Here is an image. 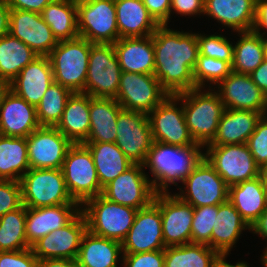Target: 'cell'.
Masks as SVG:
<instances>
[{
  "instance_id": "obj_15",
  "label": "cell",
  "mask_w": 267,
  "mask_h": 267,
  "mask_svg": "<svg viewBox=\"0 0 267 267\" xmlns=\"http://www.w3.org/2000/svg\"><path fill=\"white\" fill-rule=\"evenodd\" d=\"M144 168L143 164H133L108 183L103 188L102 195L112 202L137 210L148 206L154 200L157 191L148 174L143 171Z\"/></svg>"
},
{
  "instance_id": "obj_51",
  "label": "cell",
  "mask_w": 267,
  "mask_h": 267,
  "mask_svg": "<svg viewBox=\"0 0 267 267\" xmlns=\"http://www.w3.org/2000/svg\"><path fill=\"white\" fill-rule=\"evenodd\" d=\"M262 29L266 32L262 33ZM252 31L264 39L267 38V0H256V17Z\"/></svg>"
},
{
  "instance_id": "obj_34",
  "label": "cell",
  "mask_w": 267,
  "mask_h": 267,
  "mask_svg": "<svg viewBox=\"0 0 267 267\" xmlns=\"http://www.w3.org/2000/svg\"><path fill=\"white\" fill-rule=\"evenodd\" d=\"M92 154L98 180L103 189L133 163L125 156L116 143H82Z\"/></svg>"
},
{
  "instance_id": "obj_38",
  "label": "cell",
  "mask_w": 267,
  "mask_h": 267,
  "mask_svg": "<svg viewBox=\"0 0 267 267\" xmlns=\"http://www.w3.org/2000/svg\"><path fill=\"white\" fill-rule=\"evenodd\" d=\"M238 35L240 39L233 45L232 71L250 75L265 60L264 38L253 31Z\"/></svg>"
},
{
  "instance_id": "obj_43",
  "label": "cell",
  "mask_w": 267,
  "mask_h": 267,
  "mask_svg": "<svg viewBox=\"0 0 267 267\" xmlns=\"http://www.w3.org/2000/svg\"><path fill=\"white\" fill-rule=\"evenodd\" d=\"M218 205H206L194 208L191 226V243L205 244L211 247V233Z\"/></svg>"
},
{
  "instance_id": "obj_12",
  "label": "cell",
  "mask_w": 267,
  "mask_h": 267,
  "mask_svg": "<svg viewBox=\"0 0 267 267\" xmlns=\"http://www.w3.org/2000/svg\"><path fill=\"white\" fill-rule=\"evenodd\" d=\"M205 147L204 157L229 187L259 176V166L247 144Z\"/></svg>"
},
{
  "instance_id": "obj_56",
  "label": "cell",
  "mask_w": 267,
  "mask_h": 267,
  "mask_svg": "<svg viewBox=\"0 0 267 267\" xmlns=\"http://www.w3.org/2000/svg\"><path fill=\"white\" fill-rule=\"evenodd\" d=\"M38 267H79L76 260L56 258L38 260Z\"/></svg>"
},
{
  "instance_id": "obj_40",
  "label": "cell",
  "mask_w": 267,
  "mask_h": 267,
  "mask_svg": "<svg viewBox=\"0 0 267 267\" xmlns=\"http://www.w3.org/2000/svg\"><path fill=\"white\" fill-rule=\"evenodd\" d=\"M26 207L22 205L0 217V251L31 248L25 234Z\"/></svg>"
},
{
  "instance_id": "obj_47",
  "label": "cell",
  "mask_w": 267,
  "mask_h": 267,
  "mask_svg": "<svg viewBox=\"0 0 267 267\" xmlns=\"http://www.w3.org/2000/svg\"><path fill=\"white\" fill-rule=\"evenodd\" d=\"M123 267H164V250L123 254Z\"/></svg>"
},
{
  "instance_id": "obj_53",
  "label": "cell",
  "mask_w": 267,
  "mask_h": 267,
  "mask_svg": "<svg viewBox=\"0 0 267 267\" xmlns=\"http://www.w3.org/2000/svg\"><path fill=\"white\" fill-rule=\"evenodd\" d=\"M250 77L267 97V60H264L262 64L250 74Z\"/></svg>"
},
{
  "instance_id": "obj_35",
  "label": "cell",
  "mask_w": 267,
  "mask_h": 267,
  "mask_svg": "<svg viewBox=\"0 0 267 267\" xmlns=\"http://www.w3.org/2000/svg\"><path fill=\"white\" fill-rule=\"evenodd\" d=\"M40 14L58 42L79 37L77 0H53Z\"/></svg>"
},
{
  "instance_id": "obj_28",
  "label": "cell",
  "mask_w": 267,
  "mask_h": 267,
  "mask_svg": "<svg viewBox=\"0 0 267 267\" xmlns=\"http://www.w3.org/2000/svg\"><path fill=\"white\" fill-rule=\"evenodd\" d=\"M115 7L119 39L149 36L160 26L142 0H115Z\"/></svg>"
},
{
  "instance_id": "obj_49",
  "label": "cell",
  "mask_w": 267,
  "mask_h": 267,
  "mask_svg": "<svg viewBox=\"0 0 267 267\" xmlns=\"http://www.w3.org/2000/svg\"><path fill=\"white\" fill-rule=\"evenodd\" d=\"M150 15L159 25H168L171 0H142Z\"/></svg>"
},
{
  "instance_id": "obj_19",
  "label": "cell",
  "mask_w": 267,
  "mask_h": 267,
  "mask_svg": "<svg viewBox=\"0 0 267 267\" xmlns=\"http://www.w3.org/2000/svg\"><path fill=\"white\" fill-rule=\"evenodd\" d=\"M162 217L159 206L152 201L137 210L133 225L122 242V254L164 250Z\"/></svg>"
},
{
  "instance_id": "obj_39",
  "label": "cell",
  "mask_w": 267,
  "mask_h": 267,
  "mask_svg": "<svg viewBox=\"0 0 267 267\" xmlns=\"http://www.w3.org/2000/svg\"><path fill=\"white\" fill-rule=\"evenodd\" d=\"M217 254L205 244L168 246L164 249V267H211Z\"/></svg>"
},
{
  "instance_id": "obj_27",
  "label": "cell",
  "mask_w": 267,
  "mask_h": 267,
  "mask_svg": "<svg viewBox=\"0 0 267 267\" xmlns=\"http://www.w3.org/2000/svg\"><path fill=\"white\" fill-rule=\"evenodd\" d=\"M263 115L265 114L256 111L225 108L219 121L217 134L206 146L247 144Z\"/></svg>"
},
{
  "instance_id": "obj_16",
  "label": "cell",
  "mask_w": 267,
  "mask_h": 267,
  "mask_svg": "<svg viewBox=\"0 0 267 267\" xmlns=\"http://www.w3.org/2000/svg\"><path fill=\"white\" fill-rule=\"evenodd\" d=\"M153 201L160 208L165 247L191 243L194 207L168 191L156 192Z\"/></svg>"
},
{
  "instance_id": "obj_50",
  "label": "cell",
  "mask_w": 267,
  "mask_h": 267,
  "mask_svg": "<svg viewBox=\"0 0 267 267\" xmlns=\"http://www.w3.org/2000/svg\"><path fill=\"white\" fill-rule=\"evenodd\" d=\"M205 0H171L170 17L173 13L181 16H198L204 14Z\"/></svg>"
},
{
  "instance_id": "obj_4",
  "label": "cell",
  "mask_w": 267,
  "mask_h": 267,
  "mask_svg": "<svg viewBox=\"0 0 267 267\" xmlns=\"http://www.w3.org/2000/svg\"><path fill=\"white\" fill-rule=\"evenodd\" d=\"M81 211L90 233L120 243L126 238L137 214V209L112 202L102 194L87 200Z\"/></svg>"
},
{
  "instance_id": "obj_18",
  "label": "cell",
  "mask_w": 267,
  "mask_h": 267,
  "mask_svg": "<svg viewBox=\"0 0 267 267\" xmlns=\"http://www.w3.org/2000/svg\"><path fill=\"white\" fill-rule=\"evenodd\" d=\"M28 163L34 169H62L73 143L56 127L40 126L27 138Z\"/></svg>"
},
{
  "instance_id": "obj_42",
  "label": "cell",
  "mask_w": 267,
  "mask_h": 267,
  "mask_svg": "<svg viewBox=\"0 0 267 267\" xmlns=\"http://www.w3.org/2000/svg\"><path fill=\"white\" fill-rule=\"evenodd\" d=\"M232 72V65L229 62L216 58L205 57L198 54L197 64L193 71L194 88H205V82L211 85H218Z\"/></svg>"
},
{
  "instance_id": "obj_31",
  "label": "cell",
  "mask_w": 267,
  "mask_h": 267,
  "mask_svg": "<svg viewBox=\"0 0 267 267\" xmlns=\"http://www.w3.org/2000/svg\"><path fill=\"white\" fill-rule=\"evenodd\" d=\"M246 229L250 230L249 224L229 200L219 204L211 233V248L218 253H229Z\"/></svg>"
},
{
  "instance_id": "obj_26",
  "label": "cell",
  "mask_w": 267,
  "mask_h": 267,
  "mask_svg": "<svg viewBox=\"0 0 267 267\" xmlns=\"http://www.w3.org/2000/svg\"><path fill=\"white\" fill-rule=\"evenodd\" d=\"M114 50L122 72L154 74L155 51L152 35L120 38Z\"/></svg>"
},
{
  "instance_id": "obj_3",
  "label": "cell",
  "mask_w": 267,
  "mask_h": 267,
  "mask_svg": "<svg viewBox=\"0 0 267 267\" xmlns=\"http://www.w3.org/2000/svg\"><path fill=\"white\" fill-rule=\"evenodd\" d=\"M214 89L205 91L203 88L175 94L183 105L186 125L196 144L203 147L210 144L215 138L218 125L225 107Z\"/></svg>"
},
{
  "instance_id": "obj_37",
  "label": "cell",
  "mask_w": 267,
  "mask_h": 267,
  "mask_svg": "<svg viewBox=\"0 0 267 267\" xmlns=\"http://www.w3.org/2000/svg\"><path fill=\"white\" fill-rule=\"evenodd\" d=\"M38 55L21 40L7 34L0 38V78L9 84Z\"/></svg>"
},
{
  "instance_id": "obj_46",
  "label": "cell",
  "mask_w": 267,
  "mask_h": 267,
  "mask_svg": "<svg viewBox=\"0 0 267 267\" xmlns=\"http://www.w3.org/2000/svg\"><path fill=\"white\" fill-rule=\"evenodd\" d=\"M22 205L20 181L0 180V217Z\"/></svg>"
},
{
  "instance_id": "obj_32",
  "label": "cell",
  "mask_w": 267,
  "mask_h": 267,
  "mask_svg": "<svg viewBox=\"0 0 267 267\" xmlns=\"http://www.w3.org/2000/svg\"><path fill=\"white\" fill-rule=\"evenodd\" d=\"M121 253L122 243L96 236L87 230L82 238L76 262L79 267H118L117 263L122 259L120 257H123Z\"/></svg>"
},
{
  "instance_id": "obj_30",
  "label": "cell",
  "mask_w": 267,
  "mask_h": 267,
  "mask_svg": "<svg viewBox=\"0 0 267 267\" xmlns=\"http://www.w3.org/2000/svg\"><path fill=\"white\" fill-rule=\"evenodd\" d=\"M122 109L115 98L90 96V130L83 143H115L118 113Z\"/></svg>"
},
{
  "instance_id": "obj_55",
  "label": "cell",
  "mask_w": 267,
  "mask_h": 267,
  "mask_svg": "<svg viewBox=\"0 0 267 267\" xmlns=\"http://www.w3.org/2000/svg\"><path fill=\"white\" fill-rule=\"evenodd\" d=\"M250 231L267 240V209L251 224Z\"/></svg>"
},
{
  "instance_id": "obj_25",
  "label": "cell",
  "mask_w": 267,
  "mask_h": 267,
  "mask_svg": "<svg viewBox=\"0 0 267 267\" xmlns=\"http://www.w3.org/2000/svg\"><path fill=\"white\" fill-rule=\"evenodd\" d=\"M235 32L252 31L256 0H205L204 14Z\"/></svg>"
},
{
  "instance_id": "obj_9",
  "label": "cell",
  "mask_w": 267,
  "mask_h": 267,
  "mask_svg": "<svg viewBox=\"0 0 267 267\" xmlns=\"http://www.w3.org/2000/svg\"><path fill=\"white\" fill-rule=\"evenodd\" d=\"M121 72L114 44L93 43L84 93L93 98H116Z\"/></svg>"
},
{
  "instance_id": "obj_29",
  "label": "cell",
  "mask_w": 267,
  "mask_h": 267,
  "mask_svg": "<svg viewBox=\"0 0 267 267\" xmlns=\"http://www.w3.org/2000/svg\"><path fill=\"white\" fill-rule=\"evenodd\" d=\"M55 127L73 144L83 143L90 130V95L72 93Z\"/></svg>"
},
{
  "instance_id": "obj_61",
  "label": "cell",
  "mask_w": 267,
  "mask_h": 267,
  "mask_svg": "<svg viewBox=\"0 0 267 267\" xmlns=\"http://www.w3.org/2000/svg\"><path fill=\"white\" fill-rule=\"evenodd\" d=\"M265 60H267V38L264 39Z\"/></svg>"
},
{
  "instance_id": "obj_1",
  "label": "cell",
  "mask_w": 267,
  "mask_h": 267,
  "mask_svg": "<svg viewBox=\"0 0 267 267\" xmlns=\"http://www.w3.org/2000/svg\"><path fill=\"white\" fill-rule=\"evenodd\" d=\"M160 25L152 34L155 51L154 76L171 95L194 88L193 71L197 64V33L177 31Z\"/></svg>"
},
{
  "instance_id": "obj_21",
  "label": "cell",
  "mask_w": 267,
  "mask_h": 267,
  "mask_svg": "<svg viewBox=\"0 0 267 267\" xmlns=\"http://www.w3.org/2000/svg\"><path fill=\"white\" fill-rule=\"evenodd\" d=\"M216 90L226 109L249 110L267 114V97L250 75L231 72Z\"/></svg>"
},
{
  "instance_id": "obj_7",
  "label": "cell",
  "mask_w": 267,
  "mask_h": 267,
  "mask_svg": "<svg viewBox=\"0 0 267 267\" xmlns=\"http://www.w3.org/2000/svg\"><path fill=\"white\" fill-rule=\"evenodd\" d=\"M62 171L65 185L73 201L82 206L87 200L102 194L93 157L82 143L67 151Z\"/></svg>"
},
{
  "instance_id": "obj_48",
  "label": "cell",
  "mask_w": 267,
  "mask_h": 267,
  "mask_svg": "<svg viewBox=\"0 0 267 267\" xmlns=\"http://www.w3.org/2000/svg\"><path fill=\"white\" fill-rule=\"evenodd\" d=\"M0 267H38V258L31 248L0 251Z\"/></svg>"
},
{
  "instance_id": "obj_22",
  "label": "cell",
  "mask_w": 267,
  "mask_h": 267,
  "mask_svg": "<svg viewBox=\"0 0 267 267\" xmlns=\"http://www.w3.org/2000/svg\"><path fill=\"white\" fill-rule=\"evenodd\" d=\"M53 82L54 75L49 57L38 56L20 71L9 84V88L27 103L37 107Z\"/></svg>"
},
{
  "instance_id": "obj_24",
  "label": "cell",
  "mask_w": 267,
  "mask_h": 267,
  "mask_svg": "<svg viewBox=\"0 0 267 267\" xmlns=\"http://www.w3.org/2000/svg\"><path fill=\"white\" fill-rule=\"evenodd\" d=\"M80 211L79 204L26 207L25 234L28 244L32 246L40 238L67 225Z\"/></svg>"
},
{
  "instance_id": "obj_33",
  "label": "cell",
  "mask_w": 267,
  "mask_h": 267,
  "mask_svg": "<svg viewBox=\"0 0 267 267\" xmlns=\"http://www.w3.org/2000/svg\"><path fill=\"white\" fill-rule=\"evenodd\" d=\"M228 200L249 226L267 209V192L259 176L230 186Z\"/></svg>"
},
{
  "instance_id": "obj_17",
  "label": "cell",
  "mask_w": 267,
  "mask_h": 267,
  "mask_svg": "<svg viewBox=\"0 0 267 267\" xmlns=\"http://www.w3.org/2000/svg\"><path fill=\"white\" fill-rule=\"evenodd\" d=\"M87 221L80 211L67 225L36 241L31 249L38 260L64 258L76 260Z\"/></svg>"
},
{
  "instance_id": "obj_44",
  "label": "cell",
  "mask_w": 267,
  "mask_h": 267,
  "mask_svg": "<svg viewBox=\"0 0 267 267\" xmlns=\"http://www.w3.org/2000/svg\"><path fill=\"white\" fill-rule=\"evenodd\" d=\"M198 34L199 54L205 57L216 58L225 62L233 63V43L224 35Z\"/></svg>"
},
{
  "instance_id": "obj_60",
  "label": "cell",
  "mask_w": 267,
  "mask_h": 267,
  "mask_svg": "<svg viewBox=\"0 0 267 267\" xmlns=\"http://www.w3.org/2000/svg\"><path fill=\"white\" fill-rule=\"evenodd\" d=\"M263 255H261V262L264 265V267H267V247L265 249V251L262 253Z\"/></svg>"
},
{
  "instance_id": "obj_2",
  "label": "cell",
  "mask_w": 267,
  "mask_h": 267,
  "mask_svg": "<svg viewBox=\"0 0 267 267\" xmlns=\"http://www.w3.org/2000/svg\"><path fill=\"white\" fill-rule=\"evenodd\" d=\"M203 146L181 147L154 142L145 163L154 179H150L157 192L168 191L185 179L204 157Z\"/></svg>"
},
{
  "instance_id": "obj_20",
  "label": "cell",
  "mask_w": 267,
  "mask_h": 267,
  "mask_svg": "<svg viewBox=\"0 0 267 267\" xmlns=\"http://www.w3.org/2000/svg\"><path fill=\"white\" fill-rule=\"evenodd\" d=\"M9 34L29 46L38 56H49L58 41L40 13L11 9Z\"/></svg>"
},
{
  "instance_id": "obj_8",
  "label": "cell",
  "mask_w": 267,
  "mask_h": 267,
  "mask_svg": "<svg viewBox=\"0 0 267 267\" xmlns=\"http://www.w3.org/2000/svg\"><path fill=\"white\" fill-rule=\"evenodd\" d=\"M79 37L91 43L114 44L119 39L115 0H77Z\"/></svg>"
},
{
  "instance_id": "obj_58",
  "label": "cell",
  "mask_w": 267,
  "mask_h": 267,
  "mask_svg": "<svg viewBox=\"0 0 267 267\" xmlns=\"http://www.w3.org/2000/svg\"><path fill=\"white\" fill-rule=\"evenodd\" d=\"M259 178L261 179L262 185L267 192V164L259 167Z\"/></svg>"
},
{
  "instance_id": "obj_11",
  "label": "cell",
  "mask_w": 267,
  "mask_h": 267,
  "mask_svg": "<svg viewBox=\"0 0 267 267\" xmlns=\"http://www.w3.org/2000/svg\"><path fill=\"white\" fill-rule=\"evenodd\" d=\"M147 116L154 142L181 147L201 146L189 133L182 101L176 95L169 94Z\"/></svg>"
},
{
  "instance_id": "obj_23",
  "label": "cell",
  "mask_w": 267,
  "mask_h": 267,
  "mask_svg": "<svg viewBox=\"0 0 267 267\" xmlns=\"http://www.w3.org/2000/svg\"><path fill=\"white\" fill-rule=\"evenodd\" d=\"M39 127L36 107L9 90L0 104V135L27 138Z\"/></svg>"
},
{
  "instance_id": "obj_45",
  "label": "cell",
  "mask_w": 267,
  "mask_h": 267,
  "mask_svg": "<svg viewBox=\"0 0 267 267\" xmlns=\"http://www.w3.org/2000/svg\"><path fill=\"white\" fill-rule=\"evenodd\" d=\"M247 146L259 167L267 164V114L258 122L247 141Z\"/></svg>"
},
{
  "instance_id": "obj_10",
  "label": "cell",
  "mask_w": 267,
  "mask_h": 267,
  "mask_svg": "<svg viewBox=\"0 0 267 267\" xmlns=\"http://www.w3.org/2000/svg\"><path fill=\"white\" fill-rule=\"evenodd\" d=\"M181 182L185 190L176 195L194 208L228 201L229 186L205 157Z\"/></svg>"
},
{
  "instance_id": "obj_14",
  "label": "cell",
  "mask_w": 267,
  "mask_h": 267,
  "mask_svg": "<svg viewBox=\"0 0 267 267\" xmlns=\"http://www.w3.org/2000/svg\"><path fill=\"white\" fill-rule=\"evenodd\" d=\"M115 143L133 164H144L154 143L147 114L122 109Z\"/></svg>"
},
{
  "instance_id": "obj_36",
  "label": "cell",
  "mask_w": 267,
  "mask_h": 267,
  "mask_svg": "<svg viewBox=\"0 0 267 267\" xmlns=\"http://www.w3.org/2000/svg\"><path fill=\"white\" fill-rule=\"evenodd\" d=\"M29 169L26 138L0 135V180L20 181Z\"/></svg>"
},
{
  "instance_id": "obj_52",
  "label": "cell",
  "mask_w": 267,
  "mask_h": 267,
  "mask_svg": "<svg viewBox=\"0 0 267 267\" xmlns=\"http://www.w3.org/2000/svg\"><path fill=\"white\" fill-rule=\"evenodd\" d=\"M53 0H5L10 9L41 13Z\"/></svg>"
},
{
  "instance_id": "obj_41",
  "label": "cell",
  "mask_w": 267,
  "mask_h": 267,
  "mask_svg": "<svg viewBox=\"0 0 267 267\" xmlns=\"http://www.w3.org/2000/svg\"><path fill=\"white\" fill-rule=\"evenodd\" d=\"M72 93L70 89L54 81L36 107L39 125L55 127L60 121L66 102Z\"/></svg>"
},
{
  "instance_id": "obj_54",
  "label": "cell",
  "mask_w": 267,
  "mask_h": 267,
  "mask_svg": "<svg viewBox=\"0 0 267 267\" xmlns=\"http://www.w3.org/2000/svg\"><path fill=\"white\" fill-rule=\"evenodd\" d=\"M10 10L5 0H0V38L9 34Z\"/></svg>"
},
{
  "instance_id": "obj_6",
  "label": "cell",
  "mask_w": 267,
  "mask_h": 267,
  "mask_svg": "<svg viewBox=\"0 0 267 267\" xmlns=\"http://www.w3.org/2000/svg\"><path fill=\"white\" fill-rule=\"evenodd\" d=\"M20 184L25 207L78 204L68 193L62 169L30 168L21 177Z\"/></svg>"
},
{
  "instance_id": "obj_13",
  "label": "cell",
  "mask_w": 267,
  "mask_h": 267,
  "mask_svg": "<svg viewBox=\"0 0 267 267\" xmlns=\"http://www.w3.org/2000/svg\"><path fill=\"white\" fill-rule=\"evenodd\" d=\"M168 95L154 75L121 72L115 99L125 110L148 115Z\"/></svg>"
},
{
  "instance_id": "obj_57",
  "label": "cell",
  "mask_w": 267,
  "mask_h": 267,
  "mask_svg": "<svg viewBox=\"0 0 267 267\" xmlns=\"http://www.w3.org/2000/svg\"><path fill=\"white\" fill-rule=\"evenodd\" d=\"M229 253H218L214 258L211 267H249L248 263L242 261L237 262L235 265L226 262V257Z\"/></svg>"
},
{
  "instance_id": "obj_59",
  "label": "cell",
  "mask_w": 267,
  "mask_h": 267,
  "mask_svg": "<svg viewBox=\"0 0 267 267\" xmlns=\"http://www.w3.org/2000/svg\"><path fill=\"white\" fill-rule=\"evenodd\" d=\"M10 90L9 83L0 78V104L2 103L4 95Z\"/></svg>"
},
{
  "instance_id": "obj_5",
  "label": "cell",
  "mask_w": 267,
  "mask_h": 267,
  "mask_svg": "<svg viewBox=\"0 0 267 267\" xmlns=\"http://www.w3.org/2000/svg\"><path fill=\"white\" fill-rule=\"evenodd\" d=\"M92 44L81 37L59 41L48 56L54 81L67 87L73 93H84Z\"/></svg>"
}]
</instances>
